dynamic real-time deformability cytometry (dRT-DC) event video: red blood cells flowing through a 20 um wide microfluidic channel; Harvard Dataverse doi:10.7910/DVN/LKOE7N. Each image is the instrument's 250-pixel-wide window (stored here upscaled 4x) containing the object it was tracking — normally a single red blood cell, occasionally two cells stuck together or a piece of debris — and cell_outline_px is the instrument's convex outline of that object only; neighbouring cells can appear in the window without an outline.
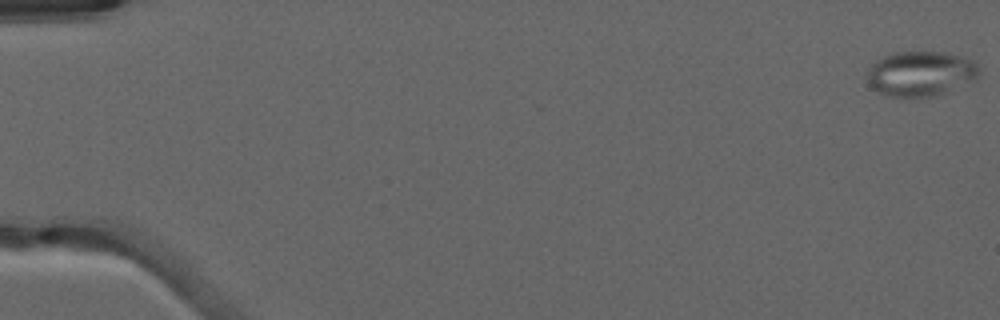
{"species": "common noctule bat (a hibernating species)", "species_latin": "Nyctalus noctula", "temperature_condition": "warm", "stored_images_in_passage": 52, "segment_of_instrument_passage": [1, 2], "camera_frame_rate_fps": 3000, "um_per_image_px": 0.085, "animal": {"sex": "male", "forearm_length_mm": 52.5}, "frame": {"image": 1, "passage_image": 1, "time_ms": 0.0, "image_size_px": [1000, 320], "cell_outline_px": [[980, 72], [976, 80], [936, 96], [892, 96], [880, 92], [872, 88], [868, 84], [868, 68], [876, 60], [892, 52], [944, 52], [964, 56], [972, 60], [980, 68]], "centroid_in_image_um": [78.29, 6.24], "position_along_channel_um": 6.7, "area_um2": 29.42}}